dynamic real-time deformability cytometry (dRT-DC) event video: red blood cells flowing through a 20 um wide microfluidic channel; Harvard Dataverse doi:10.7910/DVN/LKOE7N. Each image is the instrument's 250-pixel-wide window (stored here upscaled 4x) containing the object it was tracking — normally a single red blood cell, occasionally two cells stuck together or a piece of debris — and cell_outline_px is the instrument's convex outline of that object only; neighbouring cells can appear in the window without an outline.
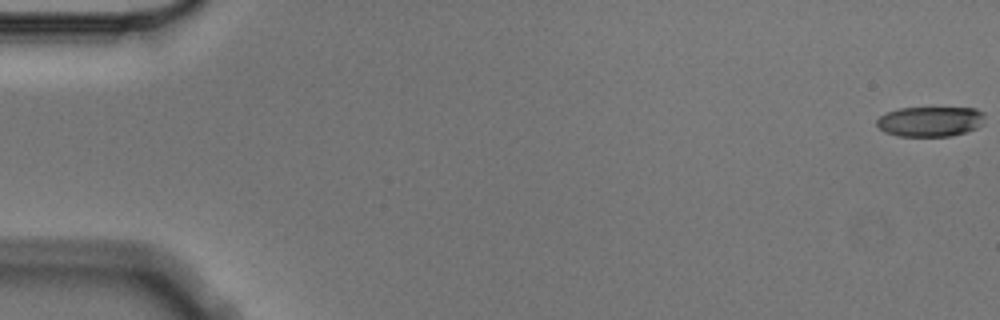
{"species": "Egyptian fruit bat (a non-hibernating species)", "species_latin": "Rousettus aegyptiacus", "temperature_condition": "cold", "stored_images_in_passage": 11, "camera_frame_rate_fps": 3000, "um_per_image_px": 0.085, "animal": {"sex": "male"}, "frame": {"image": 1, "passage_image": 1, "time_ms": 0.0, "image_size_px": [1000, 320], "cell_outline_px": [[984, 124], [976, 128], [952, 136], [900, 136], [884, 132], [876, 124], [876, 120], [880, 116], [888, 112], [900, 108], [976, 108], [984, 112]], "centroid_in_image_um": [79.09, 10.32], "position_along_channel_um": 5.9, "area_um2": 18.96}}
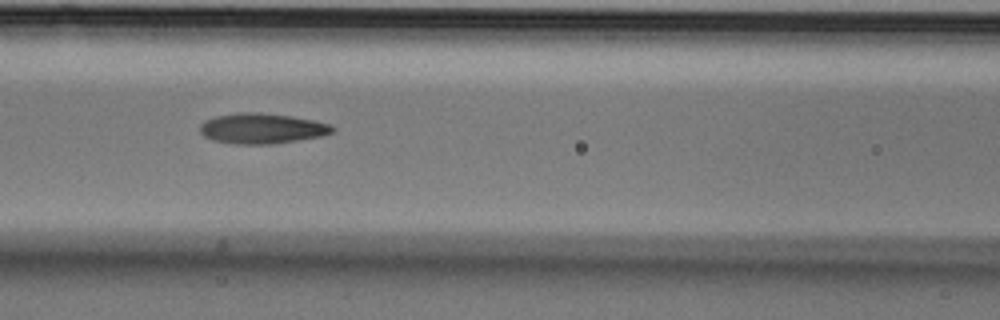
{"frame": {"image": 2, "passage_image": 7, "time_ms": 2.0, "image_size_px": [1000, 320], "cell_outline_px": [[336, 128], [332, 132], [320, 136], [296, 140], [268, 144], [232, 144], [212, 140], [204, 136], [200, 132], [200, 124], [204, 120], [216, 116], [240, 112], [260, 112], [292, 116], [312, 120], [328, 124]], "centroid_in_image_um": [22.2, 10.91], "position_along_channel_um": 144.4, "area_um2": 23.35}}
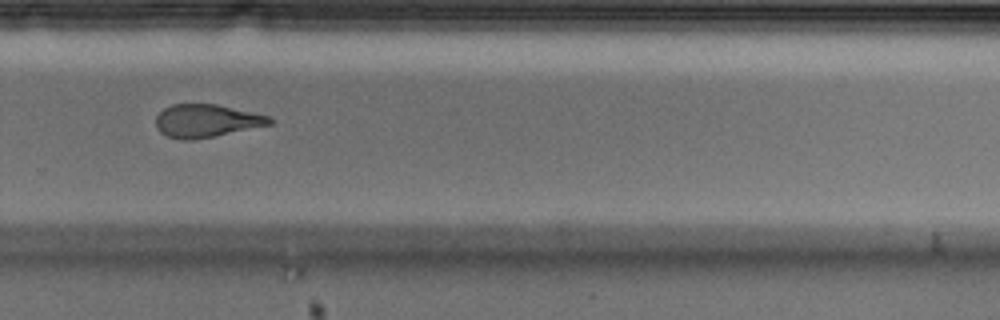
{"frame": {"image": 3, "passage_image": 11, "time_ms": 3.333, "image_size_px": [1000, 320], "cell_outline_px": [[272, 124], [192, 140], [184, 140], [168, 136], [160, 132], [156, 128], [156, 116], [164, 108], [172, 104], [216, 104], [268, 116], [272, 120]], "centroid_in_image_um": [17.49, 10.26], "position_along_channel_um": 312.3, "area_um2": 21.44}}